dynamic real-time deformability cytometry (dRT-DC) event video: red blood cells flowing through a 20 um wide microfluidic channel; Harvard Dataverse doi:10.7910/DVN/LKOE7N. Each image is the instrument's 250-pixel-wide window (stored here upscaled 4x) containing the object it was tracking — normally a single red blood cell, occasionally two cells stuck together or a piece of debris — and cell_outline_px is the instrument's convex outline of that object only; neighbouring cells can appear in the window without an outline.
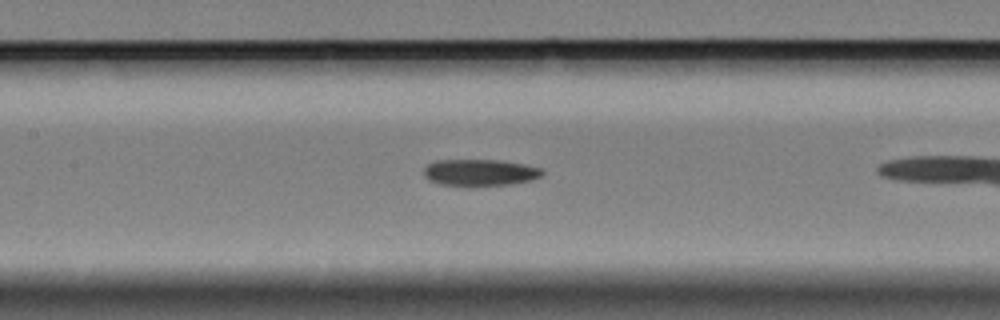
{"species": "Egyptian fruit bat (a non-hibernating species)", "species_latin": "Rousettus aegyptiacus", "temperature_condition": "cold", "stored_images_in_passage": 19, "camera_frame_rate_fps": 3000, "um_per_image_px": 0.085, "animal": {"sex": "female"}, "frame": {"image": 1, "passage_image": 10, "time_ms": 3.0, "image_size_px": [1000, 320], "cell_outline_px": [[544, 172], [540, 176], [528, 180], [512, 184], [440, 184], [428, 180], [424, 176], [424, 168], [428, 164], [436, 160], [496, 160], [524, 164], [540, 168]], "centroid_in_image_um": [40.76, 14.63], "position_along_channel_um": 166.6, "area_um2": 17.74}}
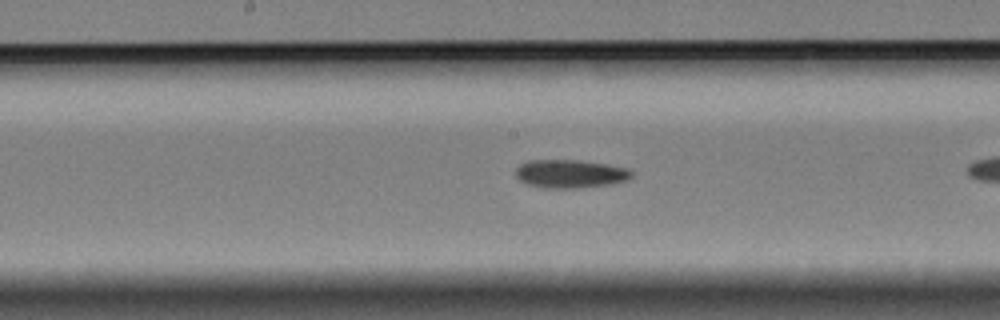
{"frame": {"image": 2, "passage_image": 13, "time_ms": 4.0, "image_size_px": [1000, 320], "cell_outline_px": [[636, 172], [628, 180], [612, 184], [576, 188], [544, 188], [528, 184], [520, 180], [516, 176], [516, 168], [520, 164], [528, 160], [576, 160], [604, 164], [628, 168]], "centroid_in_image_um": [48.5, 14.77], "position_along_channel_um": 199.7, "area_um2": 19.19}}
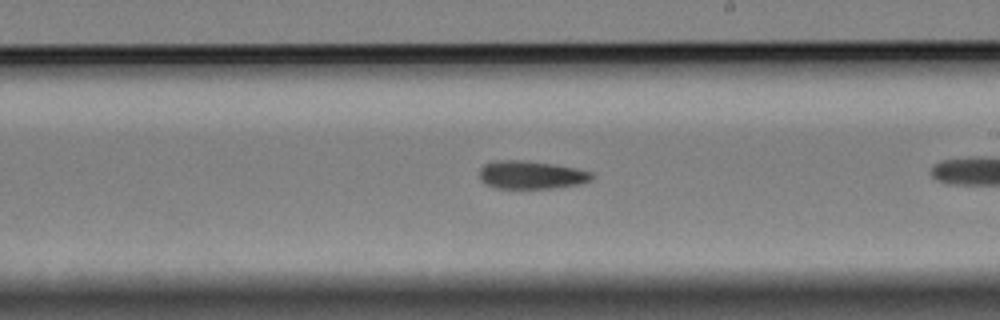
{"frame": {"image": 3, "passage_image": 17, "time_ms": 5.333, "image_size_px": [1000, 320], "cell_outline_px": [[596, 176], [592, 180], [580, 184], [552, 188], [492, 188], [484, 184], [480, 180], [480, 168], [484, 164], [496, 160], [520, 160], [552, 164], [592, 172]], "centroid_in_image_um": [45.13, 14.87], "position_along_channel_um": 243.9, "area_um2": 18.44}}